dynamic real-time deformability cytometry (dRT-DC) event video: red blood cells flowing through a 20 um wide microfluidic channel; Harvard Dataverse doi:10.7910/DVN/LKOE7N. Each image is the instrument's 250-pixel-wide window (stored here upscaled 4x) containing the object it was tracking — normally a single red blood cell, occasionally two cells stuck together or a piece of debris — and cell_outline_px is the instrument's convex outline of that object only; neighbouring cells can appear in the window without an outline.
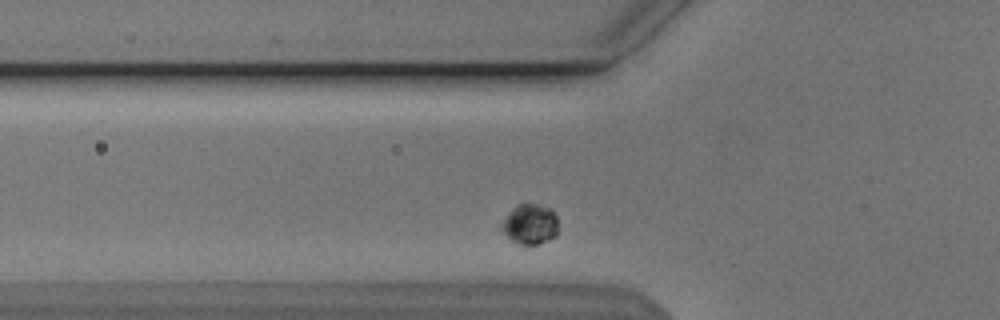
{"species": "Egyptian fruit bat (a non-hibernating species)", "species_latin": "Rousettus aegyptiacus", "temperature_condition": "cold", "stored_images_in_passage": 33, "camera_frame_rate_fps": 3000, "um_per_image_px": 0.085, "animal": {"sex": "male"}, "frame": {"image": 1, "passage_image": 5, "time_ms": 1.333, "image_size_px": [1000, 320], "cell_outline_px": [[556, 236], [548, 240], [536, 244], [520, 244], [512, 240], [496, 228], [508, 212], [516, 204], [524, 200], [552, 208], [556, 216]], "centroid_in_image_um": [44.98, 18.99], "position_along_channel_um": 80.8, "area_um2": 13.81}}
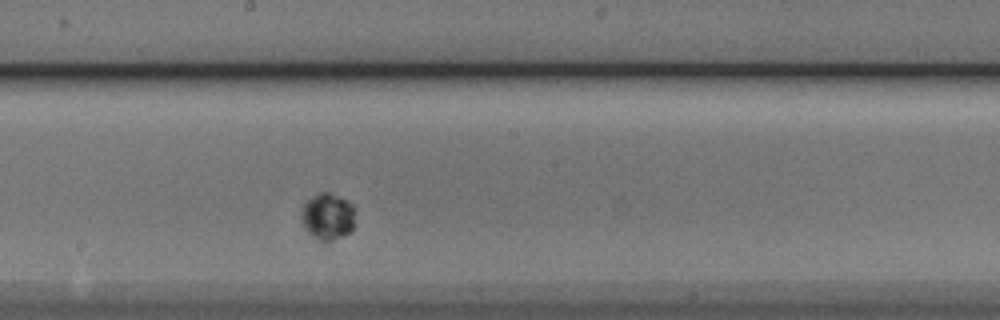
{"frame": {"image": 2, "passage_image": 17, "time_ms": 5.333, "image_size_px": [1000, 320], "cell_outline_px": [[356, 208], [352, 232], [332, 240], [316, 240], [308, 232], [300, 220], [300, 216], [304, 204], [312, 196], [320, 192], [328, 192], [348, 200]], "centroid_in_image_um": [27.87, 18.39], "position_along_channel_um": 220.3, "area_um2": 14.85}}
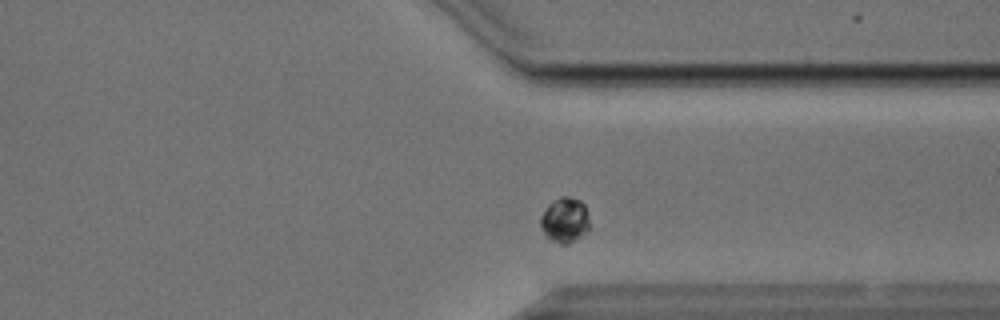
{"frame": {"image": 3, "passage_image": 29, "time_ms": 9.333, "image_size_px": [1000, 320], "cell_outline_px": [[588, 228], [576, 240], [568, 244], [560, 244], [552, 240], [544, 232], [540, 224], [540, 216], [548, 204], [560, 196], [564, 196], [580, 200], [584, 204], [588, 220]], "centroid_in_image_um": [47.98, 18.69], "position_along_channel_um": 363.4, "area_um2": 12.6}}